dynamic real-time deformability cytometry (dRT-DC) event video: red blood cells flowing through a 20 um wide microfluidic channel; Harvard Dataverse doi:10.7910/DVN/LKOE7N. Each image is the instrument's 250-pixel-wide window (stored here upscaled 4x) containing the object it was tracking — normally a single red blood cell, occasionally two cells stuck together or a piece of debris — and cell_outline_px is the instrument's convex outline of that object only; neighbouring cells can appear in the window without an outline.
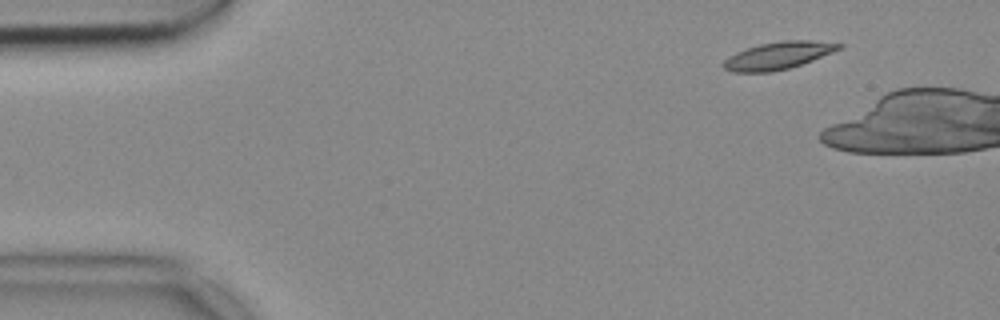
{"species": "common noctule bat (a hibernating species)", "species_latin": "Nyctalus noctula", "temperature_condition": "cold", "stored_images_in_passage": 7, "camera_frame_rate_fps": 3000, "um_per_image_px": 0.085, "animal": {"sex": "female", "body_mass_g": 18.4}, "frame": {"image": 1, "passage_image": 1, "time_ms": 0.0, "image_size_px": [1000, 320], "cell_outline_px": [[844, 48], [812, 60], [788, 68], [772, 72], [732, 72], [724, 68], [720, 64], [728, 56], [736, 52], [760, 44], [784, 40], [808, 40], [844, 44]], "centroid_in_image_um": [66.13, 4.72], "position_along_channel_um": 18.9, "area_um2": 18.38}}